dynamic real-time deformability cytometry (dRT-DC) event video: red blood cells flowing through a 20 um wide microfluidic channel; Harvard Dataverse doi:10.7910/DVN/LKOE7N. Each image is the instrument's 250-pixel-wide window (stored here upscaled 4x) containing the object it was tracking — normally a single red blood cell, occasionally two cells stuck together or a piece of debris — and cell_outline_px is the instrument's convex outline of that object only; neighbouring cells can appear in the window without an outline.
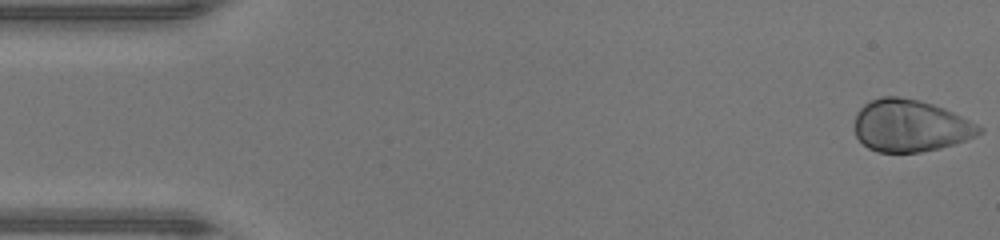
{"species": "human", "species_latin": "Homo sapiens", "temperature_condition": "warm", "stored_images_in_passage": 47, "camera_frame_rate_fps": 3000, "um_per_image_px": 0.085, "donor": {"sex": "male"}, "frame": {"image": 1, "passage_image": 1, "time_ms": 0.0, "image_size_px": [1000, 240], "cell_outline_px": [[984, 132], [976, 136], [940, 148], [920, 152], [876, 152], [868, 148], [856, 136], [856, 112], [864, 104], [880, 96], [896, 96], [920, 100], [944, 108], [984, 128]], "centroid_in_image_um": [77.37, 10.68], "position_along_channel_um": 7.6, "area_um2": 37.63}}
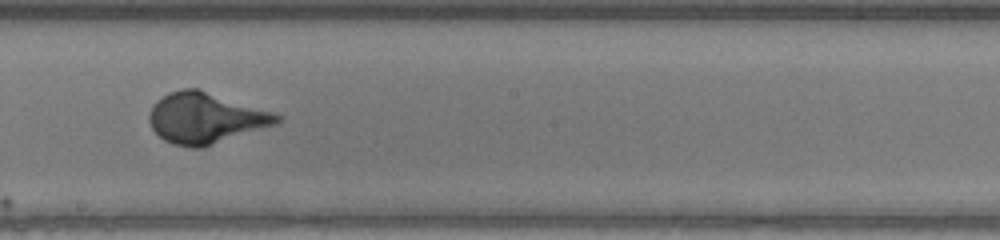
{"frame": {"image": 2, "passage_image": 26, "time_ms": 8.333, "image_size_px": [1000, 240], "cell_outline_px": [[284, 120], [276, 124], [204, 148], [192, 148], [172, 144], [164, 140], [152, 128], [148, 120], [148, 112], [152, 104], [160, 96], [168, 92], [180, 88], [196, 88], [276, 112], [284, 116]], "centroid_in_image_um": [17.48, 10.03], "position_along_channel_um": 230.7, "area_um2": 38.44}}
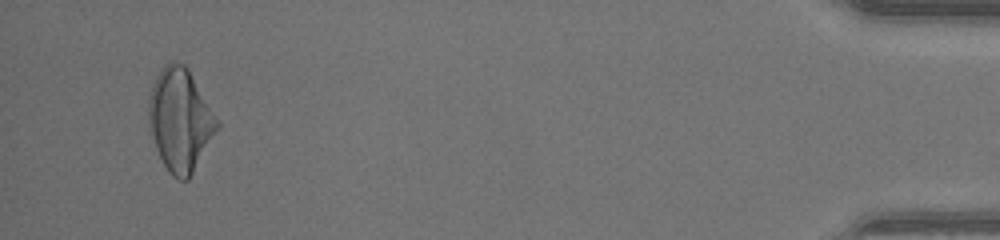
{"frame": {"image": 3, "passage_image": 45, "time_ms": 14.667, "image_size_px": [1000, 240], "cell_outline_px": [[220, 128], [188, 180], [180, 180], [172, 176], [168, 172], [156, 148], [148, 128], [148, 96], [152, 84], [156, 76], [168, 64], [184, 64], [188, 68], [220, 120]], "centroid_in_image_um": [15.33, 10.22], "position_along_channel_um": 419.9, "area_um2": 41.15}}